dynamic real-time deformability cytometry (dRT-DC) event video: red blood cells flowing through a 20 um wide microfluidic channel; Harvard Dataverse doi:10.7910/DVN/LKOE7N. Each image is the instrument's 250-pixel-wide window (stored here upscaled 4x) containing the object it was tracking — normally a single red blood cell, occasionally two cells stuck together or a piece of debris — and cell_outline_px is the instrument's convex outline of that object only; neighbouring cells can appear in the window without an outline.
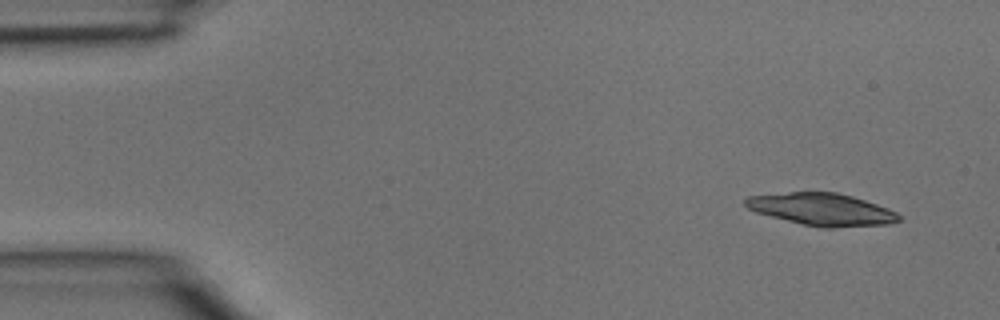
{"species": "common noctule bat (a hibernating species)", "species_latin": "Nyctalus noctula", "temperature_condition": "room temperature", "stored_images_in_passage": 4, "segment_of_instrument_passage": [2, 2], "camera_frame_rate_fps": 3000, "um_per_image_px": 0.085, "animal": {"sex": "male", "body_mass_g": 15.6}, "frame": {"image": 1, "passage_image": 4, "time_ms": 1.0, "image_size_px": [1000, 320], "cell_outline_px": [[900, 220], [888, 224], [832, 228], [824, 228], [804, 224], [756, 212], [748, 208], [744, 204], [744, 200], [748, 196], [788, 192], [836, 192], [852, 196], [888, 208], [896, 212], [900, 216]], "centroid_in_image_um": [69.86, 17.79], "position_along_channel_um": 15.1, "area_um2": 28.55}}